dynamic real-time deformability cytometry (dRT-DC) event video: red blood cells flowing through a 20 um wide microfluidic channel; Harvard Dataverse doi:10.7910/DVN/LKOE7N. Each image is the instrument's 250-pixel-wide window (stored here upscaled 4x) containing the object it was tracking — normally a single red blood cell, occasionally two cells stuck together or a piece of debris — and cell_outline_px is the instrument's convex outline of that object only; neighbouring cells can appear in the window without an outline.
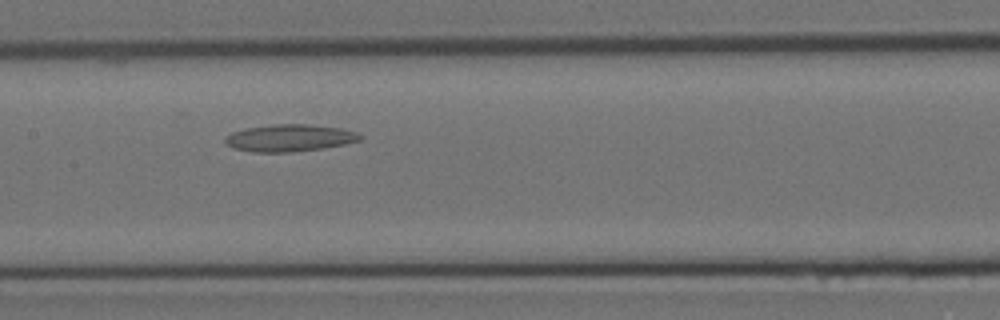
{"species": "Egyptian fruit bat (a non-hibernating species)", "species_latin": "Rousettus aegyptiacus", "temperature_condition": "room temperature", "stored_images_in_passage": 5, "camera_frame_rate_fps": 3000, "um_per_image_px": 0.085, "animal": {"sex": "female"}, "frame": {"image": 1, "passage_image": 4, "time_ms": 1.0, "image_size_px": [1000, 320], "cell_outline_px": [[364, 136], [360, 140], [344, 144], [324, 148], [292, 152], [252, 152], [232, 148], [224, 140], [232, 132], [244, 128], [272, 124], [308, 124], [340, 128], [356, 132]], "centroid_in_image_um": [24.62, 11.72], "position_along_channel_um": 182.8, "area_um2": 21.33}}
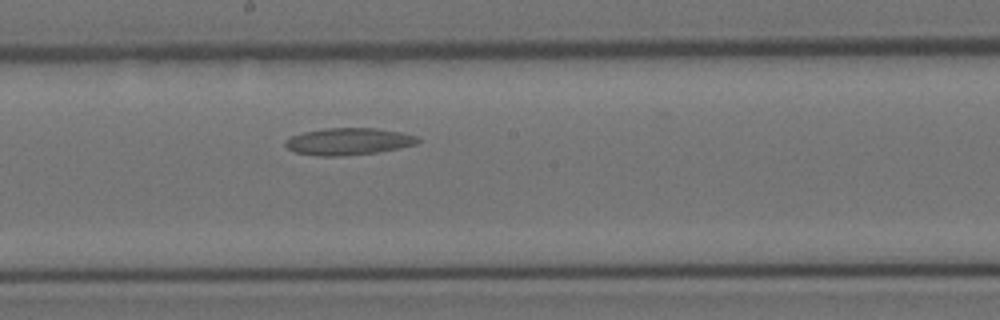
{"frame": {"image": 2, "passage_image": 5, "time_ms": 1.333, "image_size_px": [1000, 320], "cell_outline_px": [[420, 144], [400, 148], [376, 152], [340, 156], [316, 156], [292, 152], [284, 144], [284, 140], [292, 136], [304, 132], [324, 128], [376, 128], [400, 132], [416, 136], [420, 140]], "centroid_in_image_um": [29.61, 12.03], "position_along_channel_um": 218.6, "area_um2": 20.98}}